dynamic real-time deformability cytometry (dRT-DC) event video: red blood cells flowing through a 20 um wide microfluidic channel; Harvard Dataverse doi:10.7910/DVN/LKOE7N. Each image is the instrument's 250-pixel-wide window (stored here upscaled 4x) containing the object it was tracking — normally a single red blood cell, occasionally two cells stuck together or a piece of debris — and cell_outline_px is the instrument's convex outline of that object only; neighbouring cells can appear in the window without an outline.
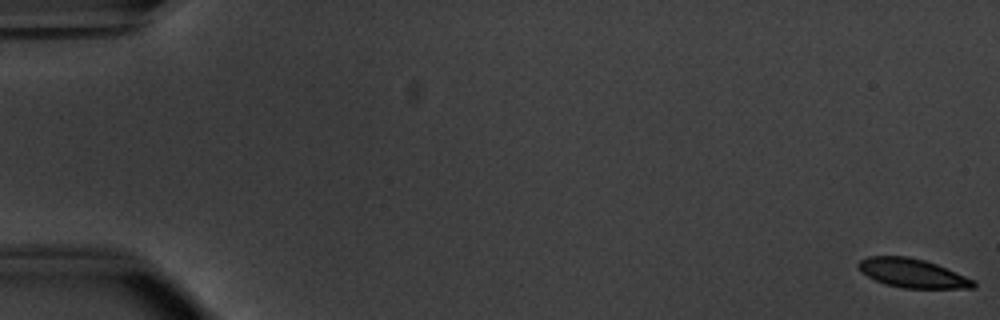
{"species": "common noctule bat (a hibernating species)", "species_latin": "Nyctalus noctula", "temperature_condition": "warm", "stored_images_in_passage": 8, "segment_of_instrument_passage": [2, 2], "camera_frame_rate_fps": 3000, "um_per_image_px": 0.085, "animal": {"sex": "male", "body_mass_g": 20.1, "forearm_length_mm": 53.5}, "frame": {"image": 1, "passage_image": 8, "time_ms": 2.333, "image_size_px": [1000, 320], "cell_outline_px": [[976, 288], [904, 288], [884, 284], [860, 272], [856, 264], [860, 260], [868, 256], [908, 256], [924, 260], [936, 264], [976, 280]], "centroid_in_image_um": [77.55, 23.22], "position_along_channel_um": 7.4, "area_um2": 19.48}}